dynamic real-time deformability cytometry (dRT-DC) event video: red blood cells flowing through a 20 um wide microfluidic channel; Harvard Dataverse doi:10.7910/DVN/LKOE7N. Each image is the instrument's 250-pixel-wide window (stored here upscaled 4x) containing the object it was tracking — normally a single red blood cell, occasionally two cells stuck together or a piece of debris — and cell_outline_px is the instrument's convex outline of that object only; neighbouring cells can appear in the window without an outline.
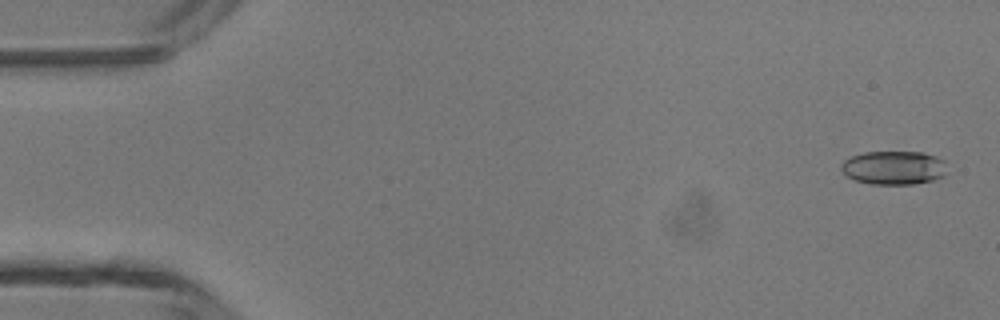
{"species": "common noctule bat (a hibernating species)", "species_latin": "Nyctalus noctula", "temperature_condition": "room temperature", "stored_images_in_passage": 47, "camera_frame_rate_fps": 3000, "um_per_image_px": 0.085, "animal": {"sex": "male", "body_mass_g": 13.3}, "frame": {"image": 1, "passage_image": 2, "time_ms": 0.333, "image_size_px": [1000, 320], "cell_outline_px": [[944, 176], [932, 180], [912, 184], [872, 184], [856, 180], [848, 176], [840, 168], [840, 164], [844, 160], [852, 156], [864, 152], [924, 152], [936, 156], [944, 160]], "centroid_in_image_um": [75.96, 14.25], "position_along_channel_um": 9.0, "area_um2": 20.63}}
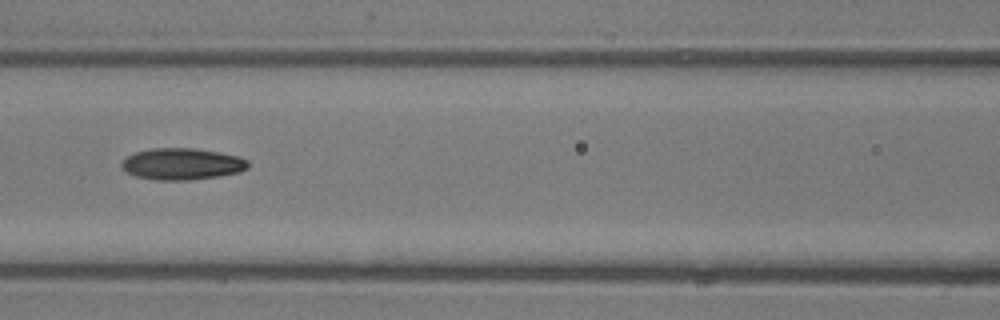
{"frame": {"image": 2, "passage_image": 21, "time_ms": 6.667, "image_size_px": [1000, 320], "cell_outline_px": [[248, 168], [240, 172], [216, 176], [188, 180], [156, 180], [136, 176], [128, 172], [120, 164], [128, 156], [136, 152], [152, 148], [192, 148], [240, 156], [248, 160]], "centroid_in_image_um": [15.49, 13.93], "position_along_channel_um": 151.1, "area_um2": 23.0}}
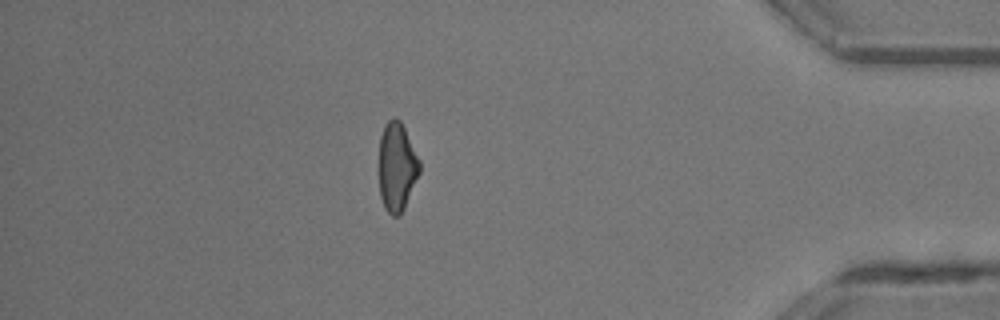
{"frame": {"image": 3, "passage_image": 41, "time_ms": 13.333, "image_size_px": [1000, 320], "cell_outline_px": [[420, 172], [404, 208], [400, 216], [392, 216], [384, 208], [380, 196], [380, 136], [388, 120], [396, 116], [400, 120], [420, 160]], "centroid_in_image_um": [33.74, 14.2], "position_along_channel_um": 401.5, "area_um2": 20.81}, "authors_computed_cell_mechanics": {"area_um2": 21.8484, "velocity_mm_per_s": 4.4168, "shape_relaxation_time_tau1_ms": 10.8355, "shape_relaxation_time_tau2_ms": 3.5384, "deformation_change_tau1": 0.2605, "deformation_change_tau2": 0.1169}}